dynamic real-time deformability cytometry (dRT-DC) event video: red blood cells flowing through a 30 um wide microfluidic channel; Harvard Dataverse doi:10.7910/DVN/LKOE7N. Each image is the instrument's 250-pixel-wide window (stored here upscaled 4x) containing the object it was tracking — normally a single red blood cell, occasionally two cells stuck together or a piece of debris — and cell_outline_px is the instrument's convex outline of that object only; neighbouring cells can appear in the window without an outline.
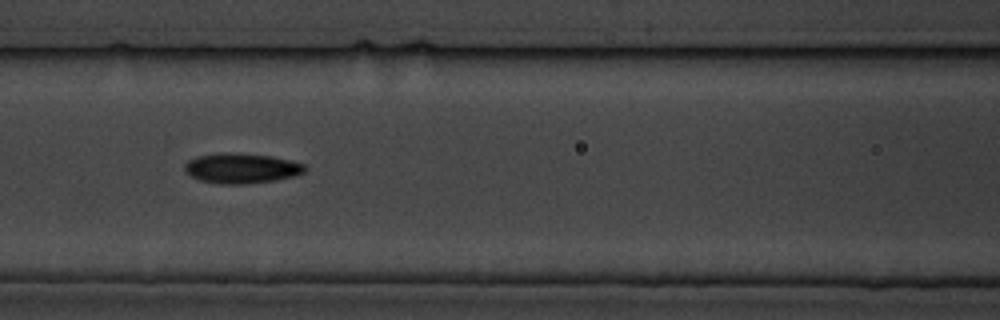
{"species": "common noctule bat (a hibernating species)", "species_latin": "Nyctalus noctula", "temperature_condition": "cold", "stored_images_in_passage": 7, "camera_frame_rate_fps": 3000, "um_per_image_px": 0.085, "animal": {"sex": "male", "body_mass_g": 19.5, "forearm_length_mm": 54.6}, "frame": {"image": 1, "passage_image": 7, "time_ms": 7.0, "image_size_px": [1000, 320], "cell_outline_px": [[308, 168], [304, 172], [296, 176], [276, 180], [244, 184], [220, 184], [200, 180], [188, 176], [184, 172], [184, 164], [188, 160], [196, 156], [228, 152], [232, 152], [272, 156], [304, 164]], "centroid_in_image_um": [20.5, 14.3], "position_along_channel_um": 146.1, "area_um2": 21.33}}